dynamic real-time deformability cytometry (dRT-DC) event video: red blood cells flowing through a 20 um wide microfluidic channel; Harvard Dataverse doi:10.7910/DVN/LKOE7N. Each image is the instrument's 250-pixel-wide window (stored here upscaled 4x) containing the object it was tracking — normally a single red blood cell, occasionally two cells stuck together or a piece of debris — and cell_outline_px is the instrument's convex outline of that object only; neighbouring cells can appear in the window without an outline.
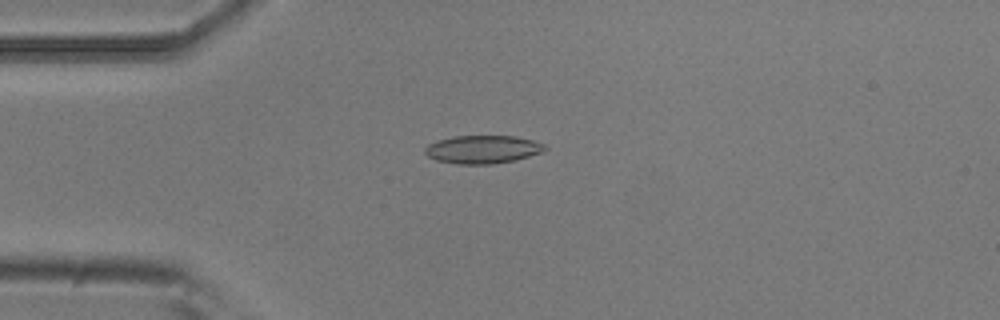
{"species": "common noctule bat (a hibernating species)", "species_latin": "Nyctalus noctula", "temperature_condition": "room temperature", "stored_images_in_passage": 6, "camera_frame_rate_fps": 3000, "um_per_image_px": 0.085, "animal": {"sex": "male", "body_mass_g": 20.5, "forearm_length_mm": 52.5}, "frame": {"image": 1, "passage_image": 4, "time_ms": 1.0, "image_size_px": [1000, 320], "cell_outline_px": [[548, 148], [540, 152], [516, 160], [492, 164], [456, 164], [436, 160], [428, 156], [424, 152], [424, 148], [428, 144], [452, 136], [512, 136], [532, 140], [544, 144]], "centroid_in_image_um": [41.0, 12.7], "position_along_channel_um": 44.0, "area_um2": 19.54}}
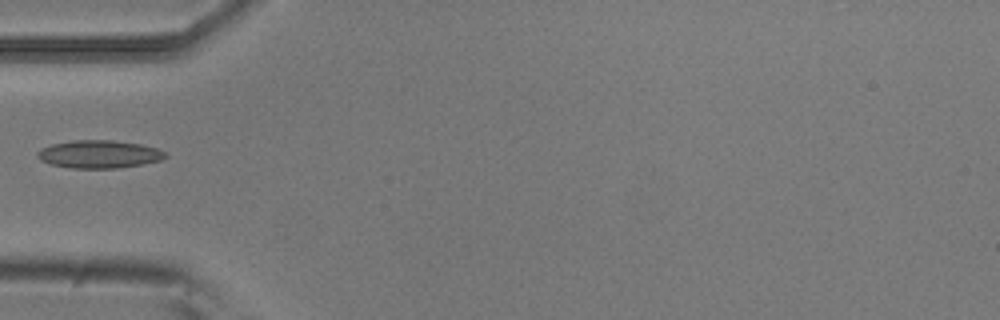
{"frame": {"image": 2, "passage_image": 5, "time_ms": 1.333, "image_size_px": [1000, 320], "cell_outline_px": [[168, 156], [160, 160], [140, 164], [116, 168], [72, 168], [52, 164], [40, 160], [36, 156], [36, 152], [40, 148], [52, 144], [72, 140], [112, 140], [140, 144], [156, 148], [164, 152]], "centroid_in_image_um": [8.37, 13.1], "position_along_channel_um": 76.6, "area_um2": 20.63}}
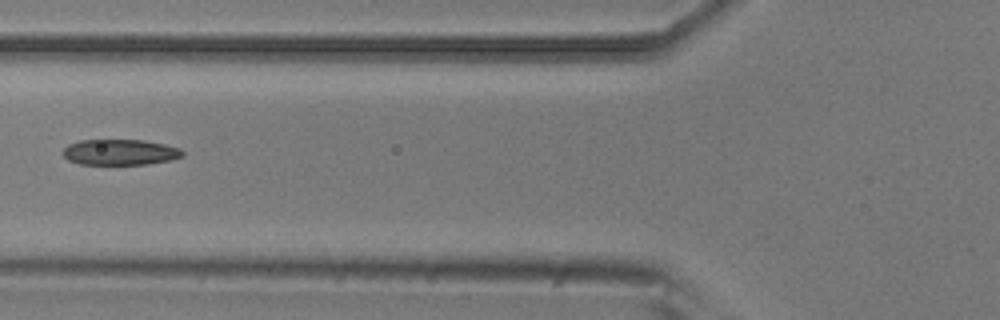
{"frame": {"image": 3, "passage_image": 6, "time_ms": 1.667, "image_size_px": [1000, 320], "cell_outline_px": [[184, 156], [172, 160], [148, 164], [80, 164], [68, 160], [60, 152], [68, 144], [80, 140], [144, 140], [164, 144], [180, 148], [184, 152]], "centroid_in_image_um": [10.2, 12.93], "position_along_channel_um": 115.6, "area_um2": 18.09}}